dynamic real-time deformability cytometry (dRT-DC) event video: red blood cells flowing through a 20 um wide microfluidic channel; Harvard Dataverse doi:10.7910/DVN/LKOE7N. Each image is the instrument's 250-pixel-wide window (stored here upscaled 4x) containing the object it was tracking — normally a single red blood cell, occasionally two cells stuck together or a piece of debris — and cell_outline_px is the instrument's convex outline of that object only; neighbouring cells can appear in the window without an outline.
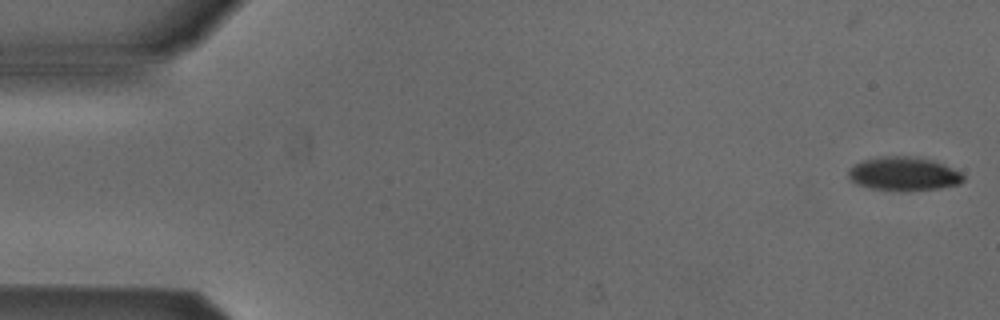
{"species": "Egyptian fruit bat (a non-hibernating species)", "species_latin": "Rousettus aegyptiacus", "temperature_condition": "cold", "stored_images_in_passage": 2, "camera_frame_rate_fps": 3000, "um_per_image_px": 0.085, "animal": {"sex": "male"}, "frame": {"image": 1, "passage_image": 2, "time_ms": 0.333, "image_size_px": [1000, 320], "cell_outline_px": [[964, 180], [960, 184], [940, 188], [908, 192], [872, 188], [856, 184], [848, 176], [848, 168], [864, 160], [884, 156], [916, 156], [932, 160], [944, 164], [960, 172], [964, 176]], "centroid_in_image_um": [76.84, 14.78], "position_along_channel_um": 8.2, "area_um2": 22.77}}